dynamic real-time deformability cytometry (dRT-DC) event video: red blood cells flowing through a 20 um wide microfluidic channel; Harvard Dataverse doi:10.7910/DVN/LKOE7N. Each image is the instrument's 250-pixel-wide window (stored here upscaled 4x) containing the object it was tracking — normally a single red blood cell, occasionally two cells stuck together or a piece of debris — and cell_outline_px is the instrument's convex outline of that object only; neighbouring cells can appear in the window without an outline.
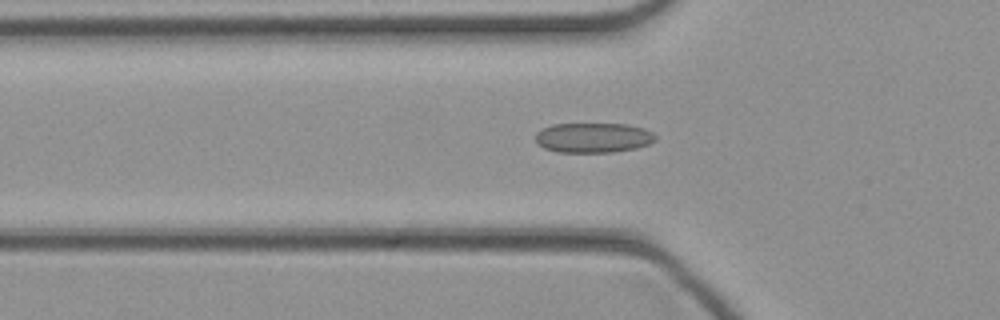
{"species": "common noctule bat (a hibernating species)", "species_latin": "Nyctalus noctula", "temperature_condition": "cold", "stored_images_in_passage": 33, "camera_frame_rate_fps": 3000, "um_per_image_px": 0.085, "animal": {"sex": "female", "body_mass_g": 21.9}, "frame": {"image": 1, "passage_image": 3, "time_ms": 0.667, "image_size_px": [1000, 320], "cell_outline_px": [[656, 140], [648, 144], [636, 148], [612, 152], [556, 152], [544, 148], [536, 144], [536, 132], [552, 124], [628, 124], [644, 128], [652, 132], [656, 136]], "centroid_in_image_um": [50.42, 11.7], "position_along_channel_um": 75.4, "area_um2": 20.98}}
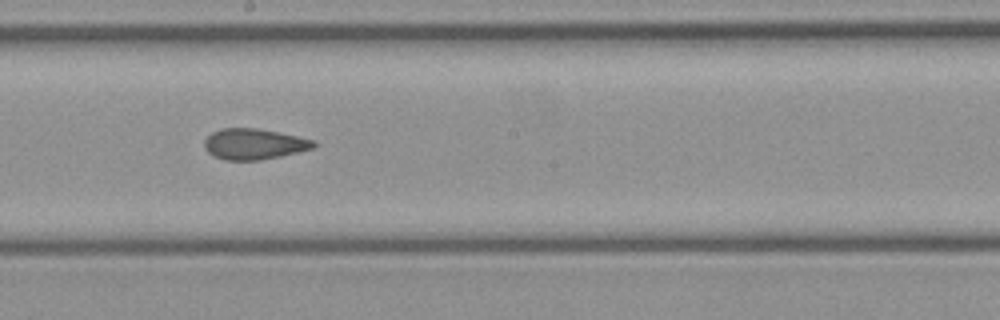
{"frame": {"image": 2, "passage_image": 13, "time_ms": 4.0, "image_size_px": [1000, 320], "cell_outline_px": [[316, 144], [312, 148], [280, 156], [260, 160], [224, 160], [212, 156], [204, 148], [204, 140], [212, 132], [220, 128], [256, 128], [316, 140]], "centroid_in_image_um": [21.54, 12.24], "position_along_channel_um": 226.7, "area_um2": 19.54}}
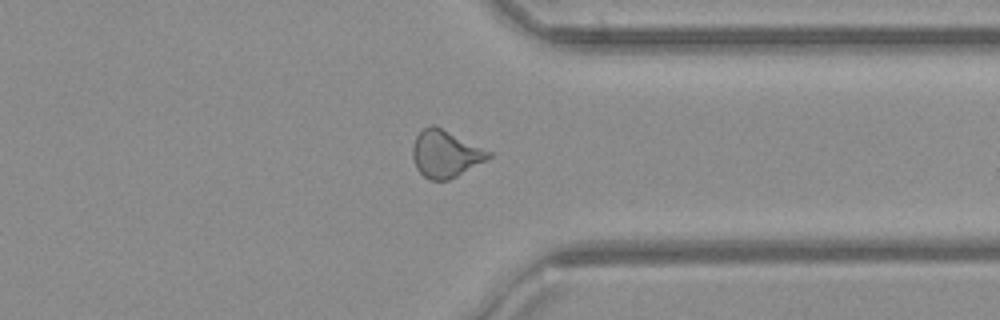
{"frame": {"image": 3, "passage_image": 23, "time_ms": 7.333, "image_size_px": [1000, 320], "cell_outline_px": [[492, 156], [456, 176], [448, 180], [432, 180], [424, 176], [416, 168], [412, 156], [412, 148], [416, 136], [424, 128], [432, 124], [436, 124], [492, 152]], "centroid_in_image_um": [37.84, 13.05], "position_along_channel_um": 373.6, "area_um2": 20.75}}